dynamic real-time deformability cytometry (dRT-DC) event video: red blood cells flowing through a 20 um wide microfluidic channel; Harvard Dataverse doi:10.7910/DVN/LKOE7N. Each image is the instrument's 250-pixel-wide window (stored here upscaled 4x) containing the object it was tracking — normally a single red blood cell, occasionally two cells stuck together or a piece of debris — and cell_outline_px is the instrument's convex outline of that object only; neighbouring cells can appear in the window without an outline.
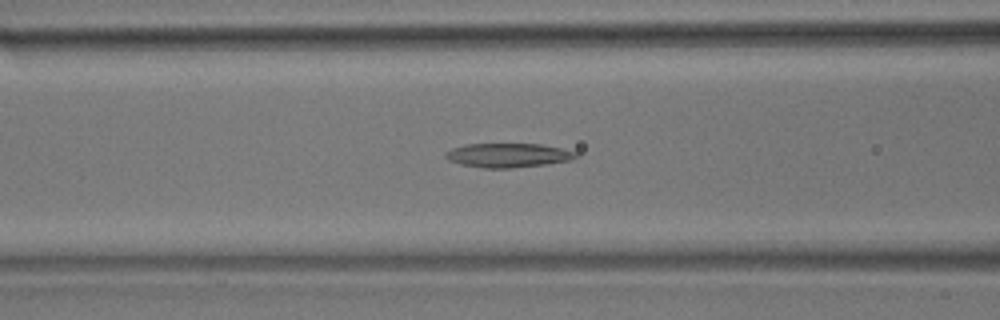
{"species": "common noctule bat (a hibernating species)", "species_latin": "Nyctalus noctula", "temperature_condition": "room temperature", "stored_images_in_passage": 51, "camera_frame_rate_fps": 3000, "um_per_image_px": 0.085, "animal": {"sex": "male", "body_mass_g": 17.9}, "frame": {"image": 1, "passage_image": 19, "time_ms": 6.0, "image_size_px": [1000, 320], "cell_outline_px": [[580, 156], [572, 160], [548, 164], [512, 168], [484, 168], [460, 164], [448, 160], [444, 156], [444, 152], [452, 148], [464, 144], [540, 144], [580, 152]], "centroid_in_image_um": [43.21, 13.2], "position_along_channel_um": 123.4, "area_um2": 18.61}}
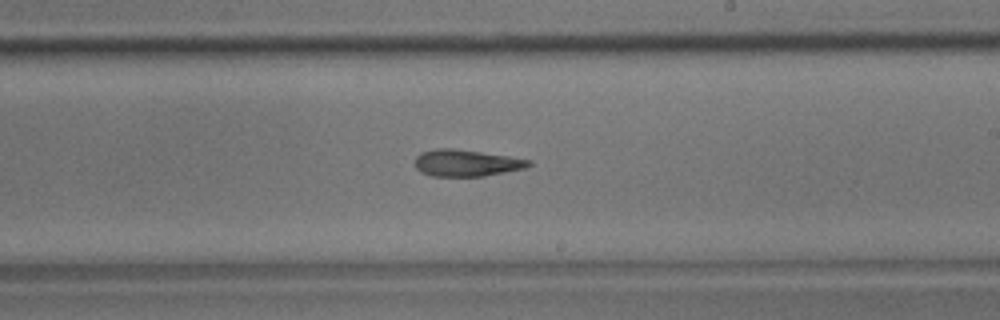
{"frame": {"image": 2, "passage_image": 29, "time_ms": 9.333, "image_size_px": [1000, 320], "cell_outline_px": [[532, 164], [524, 168], [484, 176], [432, 176], [420, 172], [416, 168], [416, 156], [420, 152], [436, 148], [452, 148], [508, 156], [532, 160]], "centroid_in_image_um": [39.61, 13.85], "position_along_channel_um": 249.4, "area_um2": 17.63}}
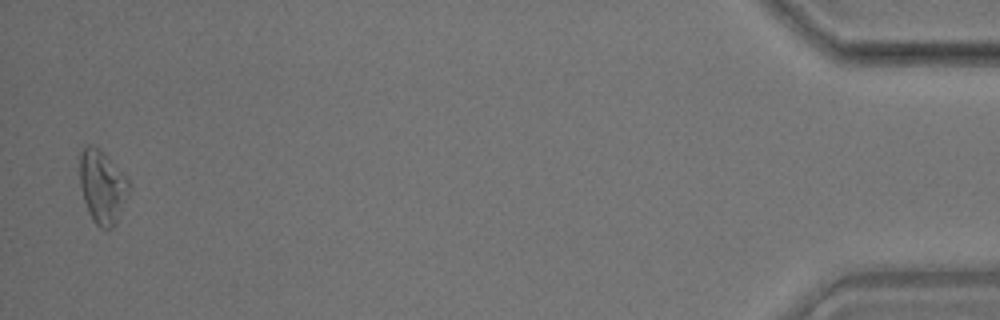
{"frame": {"image": 3, "passage_image": 50, "time_ms": 16.333, "image_size_px": [1000, 320], "cell_outline_px": [[132, 188], [116, 224], [112, 228], [100, 228], [92, 220], [88, 212], [80, 188], [80, 152], [84, 144], [92, 144], [132, 184]], "centroid_in_image_um": [8.69, 15.93], "position_along_channel_um": 426.5, "area_um2": 20.87}, "authors_computed_cell_mechanics": {"area_um2": 19.1896, "velocity_mm_per_s": 3.784, "shape_relaxation_time_tau1_ms": null, "shape_relaxation_time_tau2_ms": 7.3192, "deformation_change_tau1": null, "deformation_change_tau2": 0.199}}